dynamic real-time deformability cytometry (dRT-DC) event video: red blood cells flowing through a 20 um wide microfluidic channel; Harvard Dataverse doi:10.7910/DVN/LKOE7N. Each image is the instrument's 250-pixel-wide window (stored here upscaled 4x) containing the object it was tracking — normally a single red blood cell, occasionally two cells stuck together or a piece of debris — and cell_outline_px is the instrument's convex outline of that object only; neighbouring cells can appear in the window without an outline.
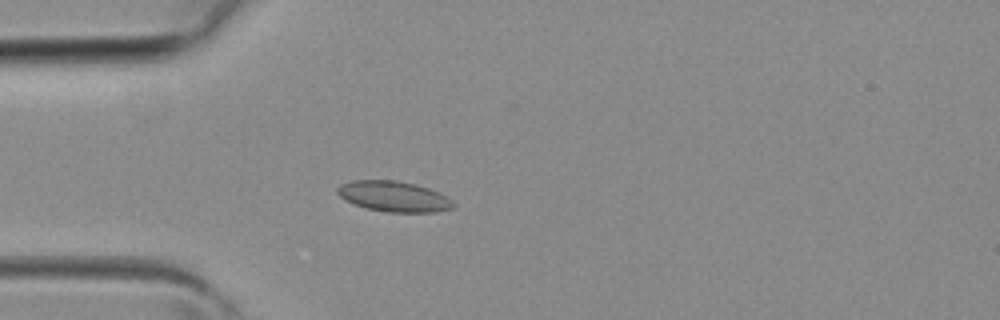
{"species": "common noctule bat (a hibernating species)", "species_latin": "Nyctalus noctula", "temperature_condition": "room temperature", "stored_images_in_passage": 4, "camera_frame_rate_fps": 3000, "um_per_image_px": 0.085, "animal": {"sex": "female", "body_mass_g": 19.3, "forearm_length_mm": 54.1}, "frame": {"image": 1, "passage_image": 4, "time_ms": 1.0, "image_size_px": [1000, 320], "cell_outline_px": [[456, 204], [452, 208], [436, 212], [388, 212], [364, 208], [352, 204], [344, 200], [336, 192], [336, 188], [340, 184], [352, 180], [396, 180], [416, 184], [440, 192], [448, 196]], "centroid_in_image_um": [33.46, 16.69], "position_along_channel_um": 51.5, "area_um2": 20.98}}